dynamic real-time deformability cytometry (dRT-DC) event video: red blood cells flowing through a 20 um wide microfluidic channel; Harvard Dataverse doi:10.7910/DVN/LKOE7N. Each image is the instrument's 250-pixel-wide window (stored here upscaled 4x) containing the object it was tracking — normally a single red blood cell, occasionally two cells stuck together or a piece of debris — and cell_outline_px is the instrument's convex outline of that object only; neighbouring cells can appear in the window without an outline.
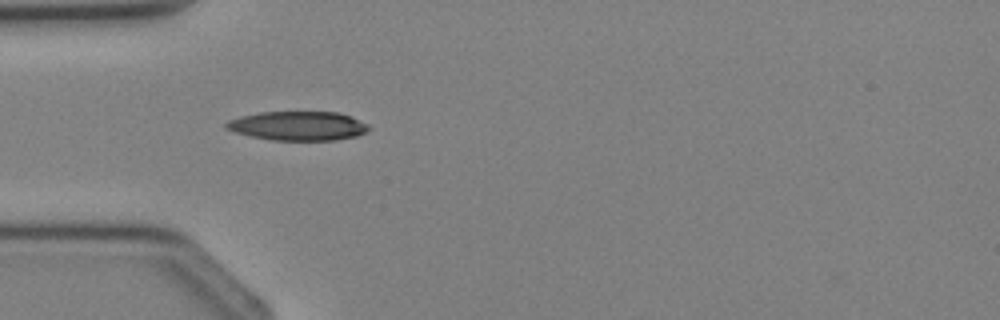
{"species": "Egyptian fruit bat (a non-hibernating species)", "species_latin": "Rousettus aegyptiacus", "temperature_condition": "cold", "stored_images_in_passage": 3, "camera_frame_rate_fps": 3000, "um_per_image_px": 0.085, "animal": {"sex": "female"}, "frame": {"image": 1, "passage_image": 3, "time_ms": 2.0, "image_size_px": [1000, 320], "cell_outline_px": [[372, 128], [356, 136], [332, 140], [272, 140], [252, 136], [236, 132], [224, 128], [224, 124], [228, 120], [240, 116], [260, 112], [336, 112], [352, 116], [368, 124]], "centroid_in_image_um": [25.33, 10.69], "position_along_channel_um": 59.7, "area_um2": 24.16}}